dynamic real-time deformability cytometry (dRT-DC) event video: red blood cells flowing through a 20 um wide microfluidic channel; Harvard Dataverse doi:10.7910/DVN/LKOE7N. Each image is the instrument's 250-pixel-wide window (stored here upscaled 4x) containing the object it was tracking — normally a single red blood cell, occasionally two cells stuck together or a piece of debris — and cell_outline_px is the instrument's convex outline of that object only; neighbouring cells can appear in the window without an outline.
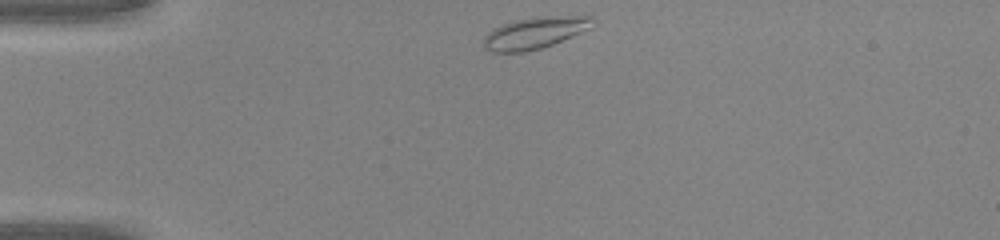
{"species": "common noctule bat (a hibernating species)", "species_latin": "Nyctalus noctula", "temperature_condition": "warm", "stored_images_in_passage": 31, "camera_frame_rate_fps": 3000, "um_per_image_px": 0.085, "animal": {"sex": "male", "body_mass_g": 20.0, "forearm_length_mm": 53.3}, "frame": {"image": 1, "passage_image": 1, "time_ms": 0.0, "image_size_px": [1000, 240], "cell_outline_px": [[592, 28], [552, 44], [540, 48], [524, 52], [492, 52], [484, 48], [484, 36], [492, 28], [516, 20], [536, 16], [592, 16]], "centroid_in_image_um": [45.43, 2.79], "position_along_channel_um": 39.6, "area_um2": 20.0}}
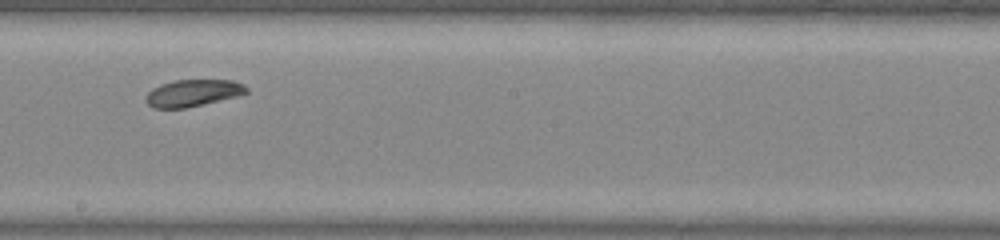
{"frame": {"image": 2, "passage_image": 17, "time_ms": 5.333, "image_size_px": [1000, 240], "cell_outline_px": [[248, 92], [240, 96], [204, 104], [184, 108], [152, 108], [144, 100], [144, 96], [152, 88], [160, 84], [176, 80], [232, 80], [244, 84], [248, 88]], "centroid_in_image_um": [16.39, 7.91], "position_along_channel_um": 231.8, "area_um2": 16.01}}
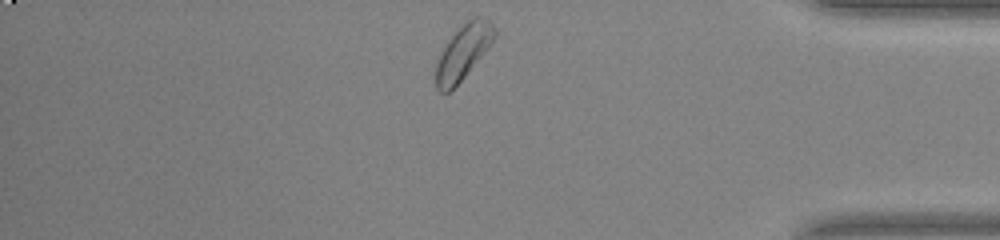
{"frame": {"image": 3, "passage_image": 30, "time_ms": 9.667, "image_size_px": [1000, 240], "cell_outline_px": [[496, 36], [464, 76], [448, 92], [440, 92], [436, 88], [436, 60], [448, 40], [472, 16], [480, 16], [488, 20], [496, 28]], "centroid_in_image_um": [39.36, 4.4], "position_along_channel_um": 395.8, "area_um2": 18.03}}